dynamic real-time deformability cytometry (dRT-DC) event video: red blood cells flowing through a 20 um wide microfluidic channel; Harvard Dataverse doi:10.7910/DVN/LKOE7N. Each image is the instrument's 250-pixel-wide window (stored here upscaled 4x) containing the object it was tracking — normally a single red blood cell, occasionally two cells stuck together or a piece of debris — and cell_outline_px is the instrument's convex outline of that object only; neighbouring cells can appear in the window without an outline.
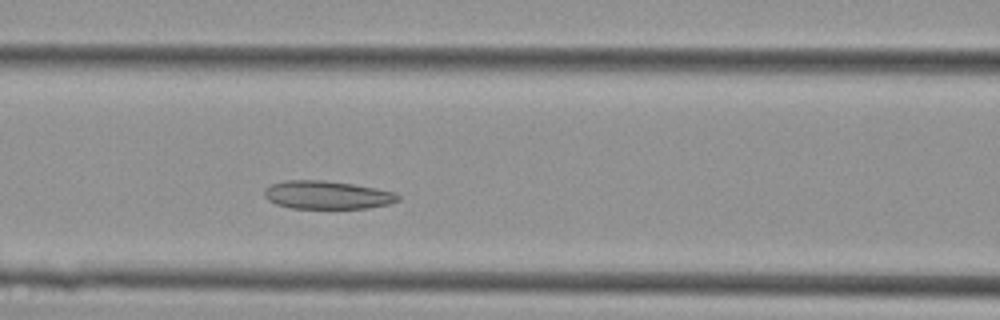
{"species": "Egyptian fruit bat (a non-hibernating species)", "species_latin": "Rousettus aegyptiacus", "temperature_condition": "cold", "stored_images_in_passage": 36, "camera_frame_rate_fps": 3000, "um_per_image_px": 0.085, "animal": {"sex": "female"}, "frame": {"image": 1, "passage_image": 11, "time_ms": 3.333, "image_size_px": [1000, 320], "cell_outline_px": [[400, 200], [388, 204], [368, 208], [292, 208], [276, 204], [268, 200], [264, 196], [264, 188], [272, 184], [288, 180], [324, 180], [352, 184], [376, 188], [396, 192], [400, 196]], "centroid_in_image_um": [27.81, 16.57], "position_along_channel_um": 138.8, "area_um2": 21.96}}
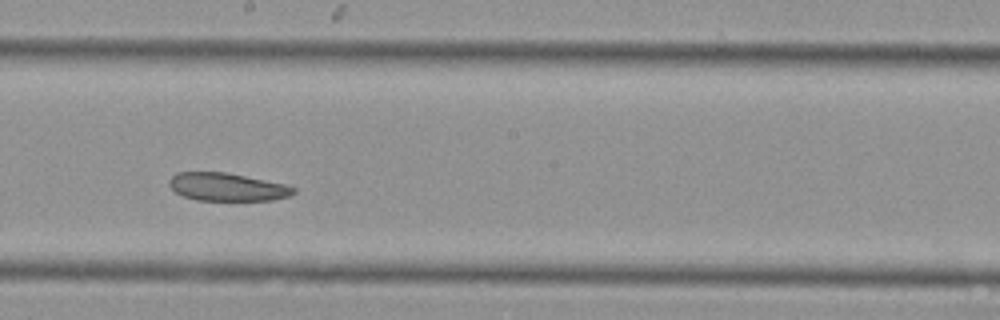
{"frame": {"image": 2, "passage_image": 17, "time_ms": 5.333, "image_size_px": [1000, 320], "cell_outline_px": [[296, 192], [288, 196], [272, 200], [196, 200], [184, 196], [176, 192], [168, 184], [168, 180], [176, 172], [224, 172], [284, 184], [296, 188]], "centroid_in_image_um": [19.28, 15.89], "position_along_channel_um": 228.9, "area_um2": 20.06}}
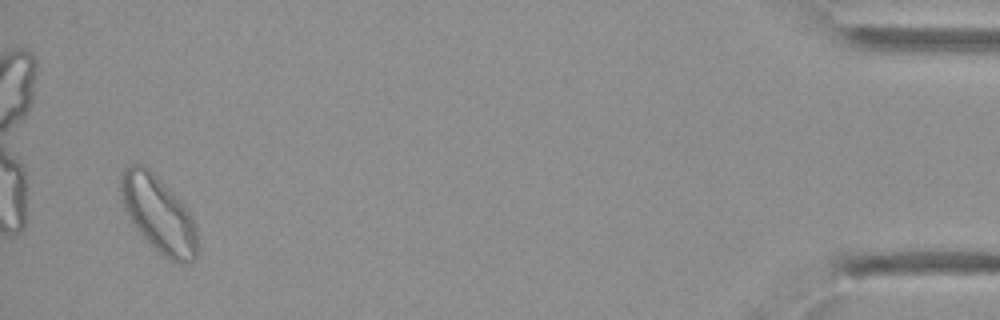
{"frame": {"image": 3, "passage_image": 35, "time_ms": 11.333, "image_size_px": [1000, 320], "cell_outline_px": [[200, 244], [196, 260], [180, 264], [168, 260], [136, 228], [124, 212], [120, 196], [120, 172], [128, 164], [136, 160], [144, 164], [184, 204], [192, 216], [196, 228]], "centroid_in_image_um": [13.47, 18.18], "position_along_channel_um": 421.7, "area_um2": 34.68}}